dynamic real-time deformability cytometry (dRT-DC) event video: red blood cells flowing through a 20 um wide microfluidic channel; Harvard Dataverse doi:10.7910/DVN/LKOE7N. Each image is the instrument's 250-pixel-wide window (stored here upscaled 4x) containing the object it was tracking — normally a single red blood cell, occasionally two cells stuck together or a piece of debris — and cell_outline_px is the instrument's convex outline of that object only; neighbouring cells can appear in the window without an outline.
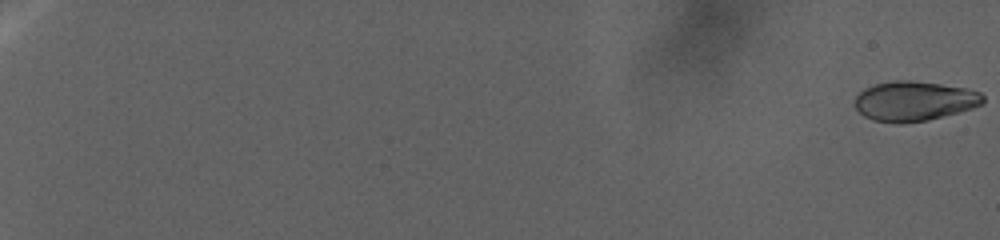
{"species": "human", "species_latin": "Homo sapiens", "temperature_condition": "warm", "stored_images_in_passage": 62, "camera_frame_rate_fps": 3000, "um_per_image_px": 0.085, "donor": {"sex": "female"}, "frame": {"image": 1, "passage_image": 1, "time_ms": 0.0, "image_size_px": [1000, 240], "cell_outline_px": [[984, 104], [972, 108], [928, 120], [896, 124], [872, 120], [864, 116], [856, 108], [856, 96], [864, 88], [876, 84], [896, 80], [912, 80], [968, 88], [980, 92], [984, 96]], "centroid_in_image_um": [77.73, 8.59], "position_along_channel_um": 7.3, "area_um2": 29.71}}
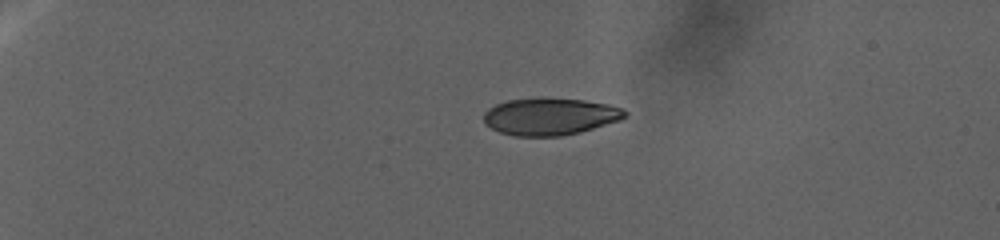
{"frame": {"image": 2, "passage_image": 28, "time_ms": 16.0, "image_size_px": [1000, 240], "cell_outline_px": [[628, 116], [620, 120], [580, 132], [560, 136], [512, 136], [500, 132], [484, 124], [484, 112], [488, 108], [496, 104], [508, 100], [540, 96], [584, 100], [608, 104], [624, 108], [628, 112]], "centroid_in_image_um": [46.76, 9.88], "position_along_channel_um": 38.2, "area_um2": 31.1}}
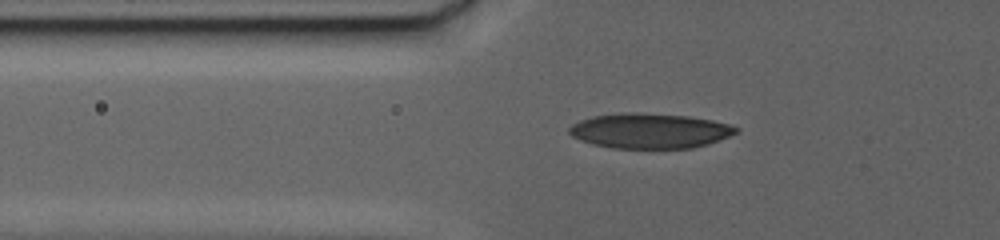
{"frame": {"image": 3, "passage_image": 52, "time_ms": 25.0, "image_size_px": [1000, 240], "cell_outline_px": [[740, 128], [736, 132], [728, 136], [708, 144], [692, 148], [612, 148], [592, 144], [580, 140], [572, 136], [568, 132], [568, 128], [572, 124], [580, 120], [592, 116], [620, 112], [640, 112], [688, 116], [712, 120], [728, 124]], "centroid_in_image_um": [55.19, 11.11], "position_along_channel_um": 70.6, "area_um2": 34.22}}